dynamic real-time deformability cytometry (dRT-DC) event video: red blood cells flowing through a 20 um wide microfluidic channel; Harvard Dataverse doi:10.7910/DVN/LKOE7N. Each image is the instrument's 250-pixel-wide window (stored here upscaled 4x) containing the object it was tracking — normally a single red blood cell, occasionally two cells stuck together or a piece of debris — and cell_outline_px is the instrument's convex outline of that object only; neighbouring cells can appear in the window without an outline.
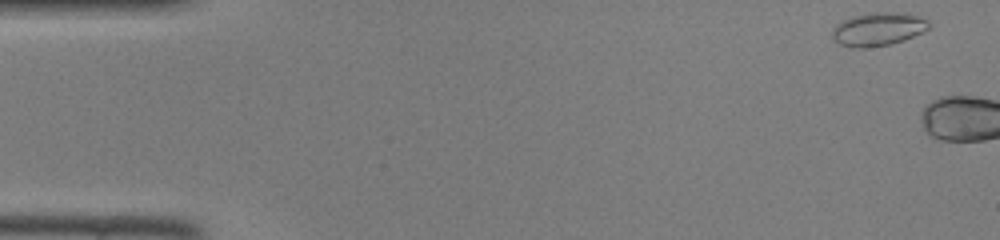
{"species": "common noctule bat (a hibernating species)", "species_latin": "Nyctalus noctula", "temperature_condition": "room temperature", "stored_images_in_passage": 3, "camera_frame_rate_fps": 3000, "um_per_image_px": 0.085, "animal": {"sex": "female", "body_mass_g": 22.0, "forearm_length_mm": 56.7}, "frame": {"image": 1, "passage_image": 1, "time_ms": 0.0, "image_size_px": [1000, 240], "cell_outline_px": [[928, 28], [904, 40], [892, 44], [864, 48], [852, 48], [840, 44], [832, 40], [832, 28], [836, 24], [852, 16], [872, 12], [904, 12], [928, 20]], "centroid_in_image_um": [74.58, 2.48], "position_along_channel_um": 10.4, "area_um2": 18.79}}